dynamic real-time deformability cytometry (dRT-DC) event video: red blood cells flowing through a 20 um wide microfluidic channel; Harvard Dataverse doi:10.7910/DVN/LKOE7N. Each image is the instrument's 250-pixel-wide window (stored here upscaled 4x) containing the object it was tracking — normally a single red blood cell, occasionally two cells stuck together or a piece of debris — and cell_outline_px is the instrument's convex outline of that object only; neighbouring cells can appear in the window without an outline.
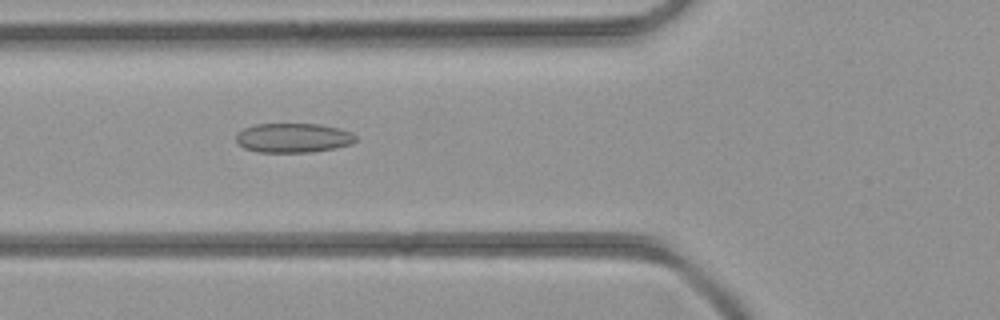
{"species": "common noctule bat (a hibernating species)", "species_latin": "Nyctalus noctula", "temperature_condition": "room temperature", "stored_images_in_passage": 45, "camera_frame_rate_fps": 3000, "um_per_image_px": 0.085, "animal": {"sex": "female", "body_mass_g": 21.9}, "frame": {"image": 1, "passage_image": 17, "time_ms": 5.333, "image_size_px": [1000, 320], "cell_outline_px": [[356, 140], [352, 144], [312, 152], [256, 152], [244, 148], [236, 140], [236, 132], [244, 128], [256, 124], [320, 124], [340, 128], [352, 132], [356, 136]], "centroid_in_image_um": [24.92, 11.71], "position_along_channel_um": 100.9, "area_um2": 20.58}}
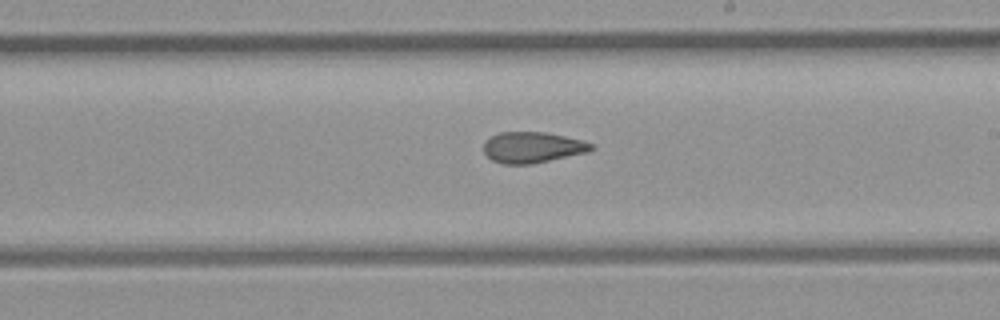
{"frame": {"image": 2, "passage_image": 26, "time_ms": 8.333, "image_size_px": [1000, 320], "cell_outline_px": [[592, 148], [588, 152], [532, 164], [504, 164], [492, 160], [484, 152], [484, 140], [500, 132], [544, 132], [564, 136], [580, 140], [592, 144]], "centroid_in_image_um": [45.22, 12.53], "position_along_channel_um": 243.8, "area_um2": 19.19}}
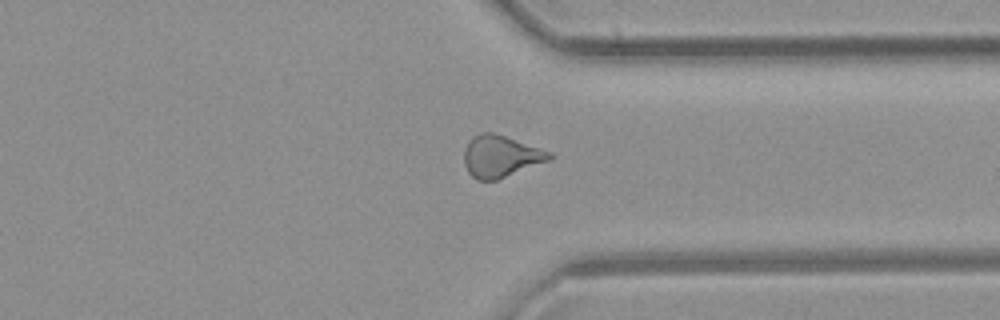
{"frame": {"image": 3, "passage_image": 34, "time_ms": 11.0, "image_size_px": [1000, 320], "cell_outline_px": [[552, 160], [496, 180], [476, 180], [468, 172], [464, 164], [464, 148], [468, 140], [472, 136], [480, 132], [492, 132], [552, 152]], "centroid_in_image_um": [42.54, 13.29], "position_along_channel_um": 368.9, "area_um2": 20.92}}